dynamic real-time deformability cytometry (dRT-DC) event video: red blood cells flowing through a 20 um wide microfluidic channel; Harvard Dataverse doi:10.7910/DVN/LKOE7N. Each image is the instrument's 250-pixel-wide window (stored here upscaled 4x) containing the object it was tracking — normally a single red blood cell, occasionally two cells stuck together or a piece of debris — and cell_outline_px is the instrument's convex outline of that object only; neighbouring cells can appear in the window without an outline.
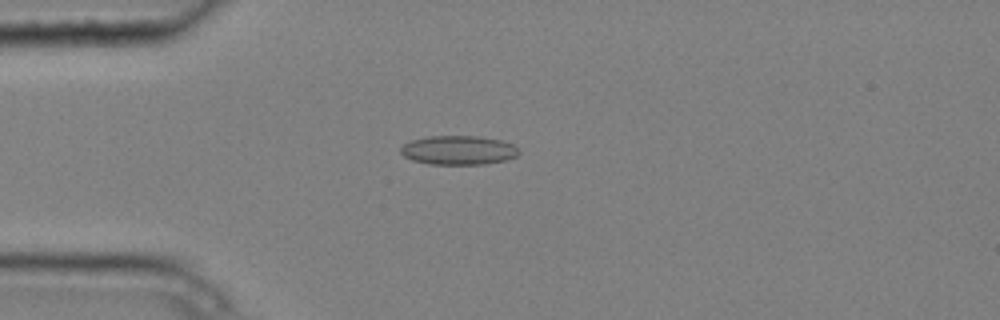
{"species": "common noctule bat (a hibernating species)", "species_latin": "Nyctalus noctula", "temperature_condition": "cold", "stored_images_in_passage": 7, "camera_frame_rate_fps": 3000, "um_per_image_px": 0.085, "animal": {"sex": "male", "body_mass_g": 20.4}, "frame": {"image": 1, "passage_image": 1, "time_ms": 0.0, "image_size_px": [1000, 320], "cell_outline_px": [[520, 152], [516, 156], [508, 160], [484, 164], [428, 164], [412, 160], [404, 156], [400, 152], [400, 148], [404, 144], [412, 140], [428, 136], [480, 136], [504, 140], [512, 144]], "centroid_in_image_um": [38.98, 12.76], "position_along_channel_um": 46.0, "area_um2": 20.17}}
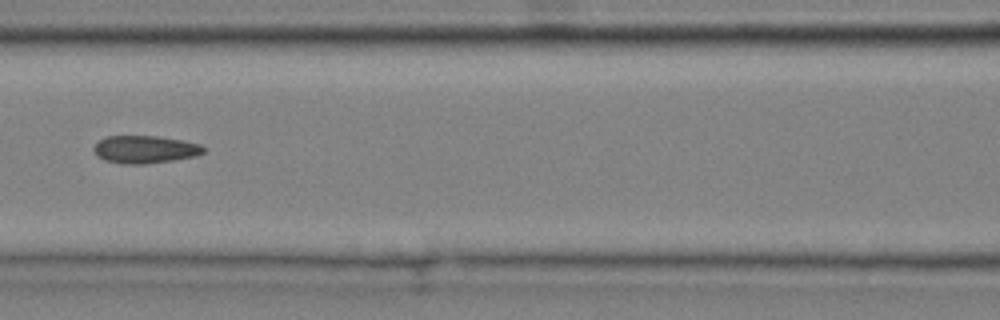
{"frame": {"image": 2, "passage_image": 4, "time_ms": 1.0, "image_size_px": [1000, 320], "cell_outline_px": [[204, 152], [196, 156], [172, 160], [144, 164], [120, 164], [104, 160], [96, 156], [92, 148], [100, 140], [108, 136], [156, 136], [184, 140], [200, 144], [204, 148]], "centroid_in_image_um": [12.3, 12.7], "position_along_channel_um": 154.3, "area_um2": 17.74}}
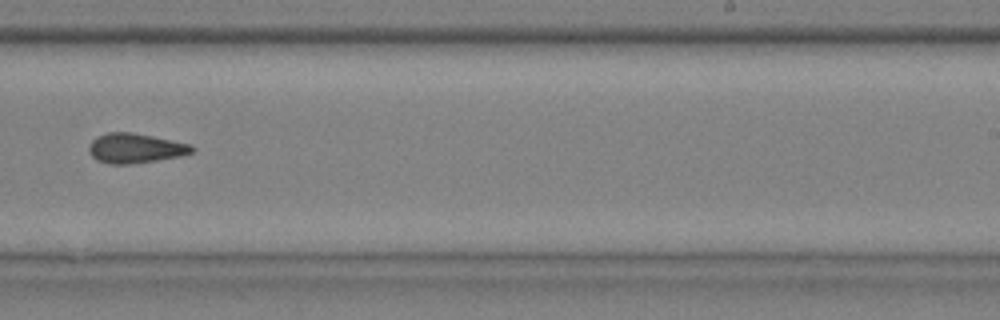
{"frame": {"image": 3, "passage_image": 7, "time_ms": 2.0, "image_size_px": [1000, 320], "cell_outline_px": [[196, 148], [192, 152], [180, 156], [156, 160], [128, 164], [108, 164], [96, 160], [92, 156], [88, 148], [92, 140], [96, 136], [108, 132], [132, 132], [192, 144]], "centroid_in_image_um": [11.49, 12.59], "position_along_channel_um": 277.5, "area_um2": 17.86}}